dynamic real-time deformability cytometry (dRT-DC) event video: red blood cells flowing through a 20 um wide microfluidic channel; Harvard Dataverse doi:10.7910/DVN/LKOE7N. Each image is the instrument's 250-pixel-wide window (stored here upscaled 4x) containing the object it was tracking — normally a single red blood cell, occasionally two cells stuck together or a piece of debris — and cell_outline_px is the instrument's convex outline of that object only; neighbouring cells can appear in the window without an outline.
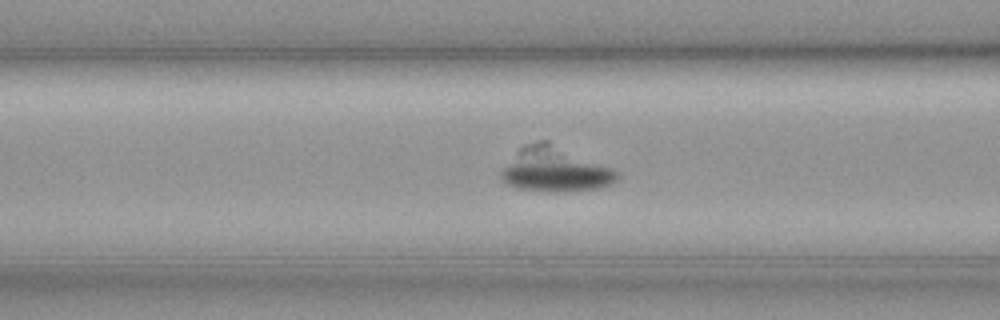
{"species": "common noctule bat (a hibernating species)", "species_latin": "Nyctalus noctula", "temperature_condition": "cold", "stored_images_in_passage": 36, "camera_frame_rate_fps": 3000, "um_per_image_px": 0.085, "animal": {"sex": "female", "body_mass_g": 19.3, "forearm_length_mm": 54.1}, "frame": {"image": 1, "passage_image": 6, "time_ms": 1.667, "image_size_px": [1000, 320], "cell_outline_px": [[620, 176], [616, 180], [600, 188], [564, 192], [552, 192], [520, 188], [508, 184], [500, 176], [500, 172], [516, 152], [524, 144], [540, 140], [548, 140], [612, 168]], "centroid_in_image_um": [47.18, 14.4], "position_along_channel_um": 119.4, "area_um2": 30.0}}
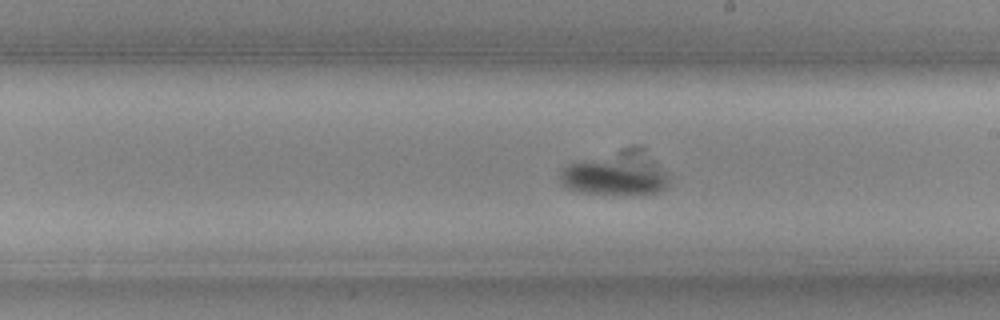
{"frame": {"image": 2, "passage_image": 16, "time_ms": 5.0, "image_size_px": [1000, 320], "cell_outline_px": [[668, 188], [656, 192], [632, 196], [616, 196], [580, 192], [568, 188], [560, 184], [560, 168], [568, 164], [632, 144], [640, 144], [644, 148], [668, 176]], "centroid_in_image_um": [52.37, 14.74], "position_along_channel_um": 236.6, "area_um2": 29.02}}
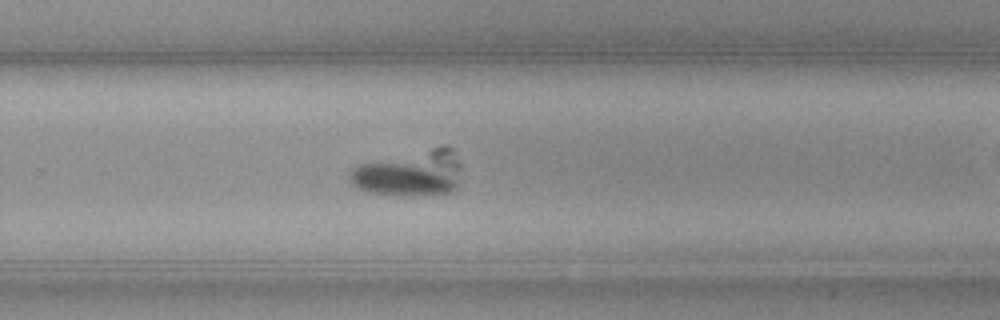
{"frame": {"image": 3, "passage_image": 21, "time_ms": 6.667, "image_size_px": [1000, 320], "cell_outline_px": [[460, 168], [456, 188], [452, 192], [408, 196], [392, 196], [364, 192], [356, 188], [348, 180], [348, 176], [352, 168], [360, 164], [444, 144], [452, 148], [460, 164]], "centroid_in_image_um": [34.81, 14.74], "position_along_channel_um": 295.0, "area_um2": 30.35}}